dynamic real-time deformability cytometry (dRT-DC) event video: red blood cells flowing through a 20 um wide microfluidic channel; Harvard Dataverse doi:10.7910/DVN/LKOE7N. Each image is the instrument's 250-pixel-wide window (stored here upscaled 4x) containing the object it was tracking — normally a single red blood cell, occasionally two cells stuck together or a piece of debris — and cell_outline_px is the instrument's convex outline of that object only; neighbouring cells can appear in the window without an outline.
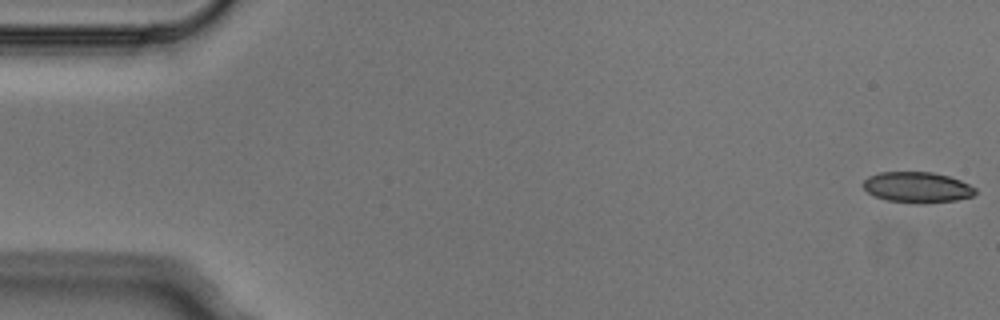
{"species": "Egyptian fruit bat (a non-hibernating species)", "species_latin": "Rousettus aegyptiacus", "temperature_condition": "cold", "stored_images_in_passage": 4, "camera_frame_rate_fps": 3000, "um_per_image_px": 0.085, "animal": {"sex": "male"}, "frame": {"image": 1, "passage_image": 1, "time_ms": 0.0, "image_size_px": [1000, 320], "cell_outline_px": [[976, 192], [972, 196], [956, 200], [888, 200], [876, 196], [868, 192], [860, 184], [868, 176], [880, 172], [932, 172], [948, 176], [960, 180], [976, 188]], "centroid_in_image_um": [77.93, 15.85], "position_along_channel_um": 7.1, "area_um2": 19.07}}
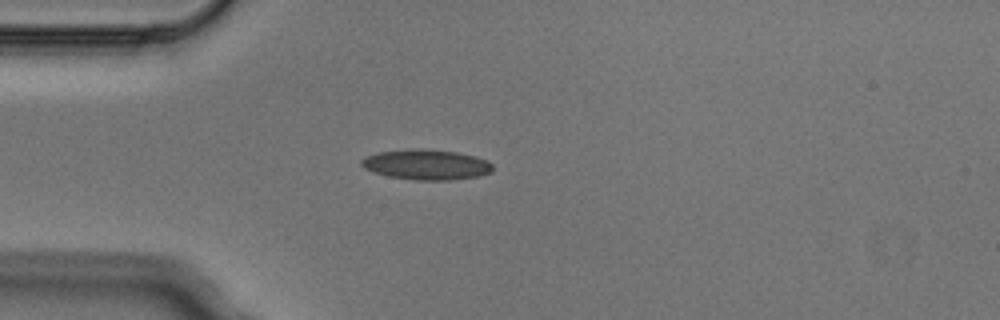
{"frame": {"image": 2, "passage_image": 4, "time_ms": 1.0, "image_size_px": [1000, 320], "cell_outline_px": [[492, 172], [480, 176], [452, 180], [416, 180], [388, 176], [364, 168], [360, 164], [360, 160], [364, 156], [380, 152], [408, 148], [424, 148], [456, 152], [476, 156], [488, 160], [492, 164]], "centroid_in_image_um": [36.25, 13.98], "position_along_channel_um": 48.7, "area_um2": 23.41}}